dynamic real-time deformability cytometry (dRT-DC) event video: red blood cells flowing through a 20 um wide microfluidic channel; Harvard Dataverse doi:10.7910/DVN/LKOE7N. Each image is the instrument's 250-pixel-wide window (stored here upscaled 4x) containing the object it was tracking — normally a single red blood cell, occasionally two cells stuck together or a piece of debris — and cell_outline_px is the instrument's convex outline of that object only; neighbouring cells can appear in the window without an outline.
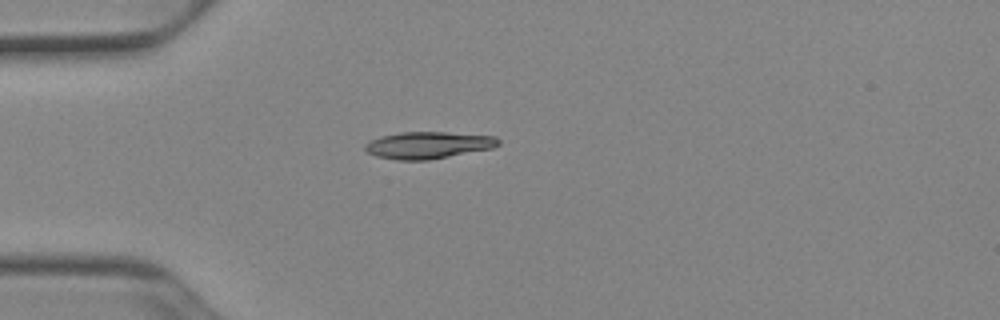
{"species": "Egyptian fruit bat (a non-hibernating species)", "species_latin": "Rousettus aegyptiacus", "temperature_condition": "cold", "stored_images_in_passage": 38, "camera_frame_rate_fps": 3000, "um_per_image_px": 0.085, "animal": {"sex": "female"}, "frame": {"image": 1, "passage_image": 1, "time_ms": 0.0, "image_size_px": [1000, 320], "cell_outline_px": [[500, 144], [492, 148], [428, 160], [396, 160], [376, 156], [368, 152], [364, 148], [364, 144], [380, 136], [400, 132], [444, 132], [496, 136], [500, 140]], "centroid_in_image_um": [36.39, 12.33], "position_along_channel_um": 48.6, "area_um2": 20.87}}
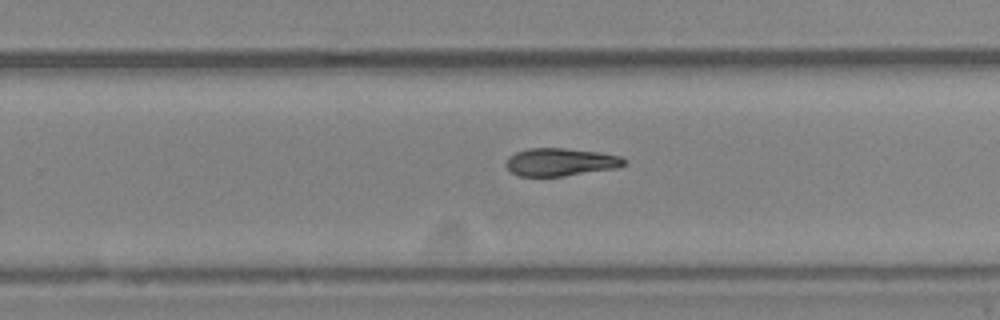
{"frame": {"image": 2, "passage_image": 20, "time_ms": 6.333, "image_size_px": [1000, 320], "cell_outline_px": [[628, 164], [616, 168], [564, 176], [516, 176], [504, 164], [508, 156], [516, 152], [528, 148], [564, 148], [600, 152], [620, 156], [628, 160]], "centroid_in_image_um": [47.65, 13.77], "position_along_channel_um": 282.1, "area_um2": 19.36}}
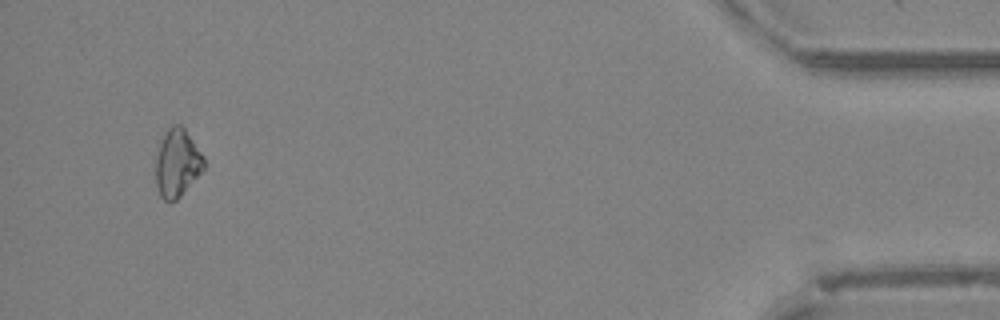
{"frame": {"image": 3, "passage_image": 36, "time_ms": 11.667, "image_size_px": [1000, 320], "cell_outline_px": [[204, 168], [180, 196], [176, 200], [164, 200], [160, 196], [156, 184], [156, 156], [160, 140], [164, 132], [172, 124], [180, 124], [184, 128], [204, 156]], "centroid_in_image_um": [15.04, 13.82], "position_along_channel_um": 420.2, "area_um2": 18.9}, "authors_computed_cell_mechanics": {"area_um2": 19.4786, "velocity_mm_per_s": 3.9321, "shape_relaxation_time_tau1_ms": 4.3769, "shape_relaxation_time_tau2_ms": null, "deformation_change_tau1": 0.1182, "deformation_change_tau2": null}}